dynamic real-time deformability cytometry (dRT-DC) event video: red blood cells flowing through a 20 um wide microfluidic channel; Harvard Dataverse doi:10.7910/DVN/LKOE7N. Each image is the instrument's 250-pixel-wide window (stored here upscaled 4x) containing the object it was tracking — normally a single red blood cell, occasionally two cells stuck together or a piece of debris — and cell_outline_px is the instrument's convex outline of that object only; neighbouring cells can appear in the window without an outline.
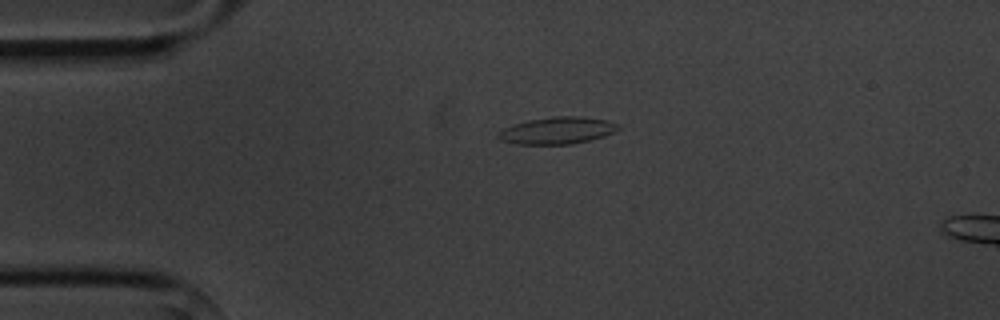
{"species": "common noctule bat (a hibernating species)", "species_latin": "Nyctalus noctula", "temperature_condition": "cold", "stored_images_in_passage": 2, "camera_frame_rate_fps": 3000, "um_per_image_px": 0.085, "animal": {"sex": "male", "body_mass_g": 20.1, "forearm_length_mm": 53.5}, "frame": {"image": 1, "passage_image": 1, "time_ms": 0.0, "image_size_px": [1000, 320], "cell_outline_px": [[620, 128], [604, 136], [572, 144], [516, 144], [500, 140], [496, 136], [496, 132], [504, 128], [528, 120], [552, 116], [580, 116], [608, 120], [620, 124]], "centroid_in_image_um": [47.36, 11.09], "position_along_channel_um": 37.6, "area_um2": 18.9}}